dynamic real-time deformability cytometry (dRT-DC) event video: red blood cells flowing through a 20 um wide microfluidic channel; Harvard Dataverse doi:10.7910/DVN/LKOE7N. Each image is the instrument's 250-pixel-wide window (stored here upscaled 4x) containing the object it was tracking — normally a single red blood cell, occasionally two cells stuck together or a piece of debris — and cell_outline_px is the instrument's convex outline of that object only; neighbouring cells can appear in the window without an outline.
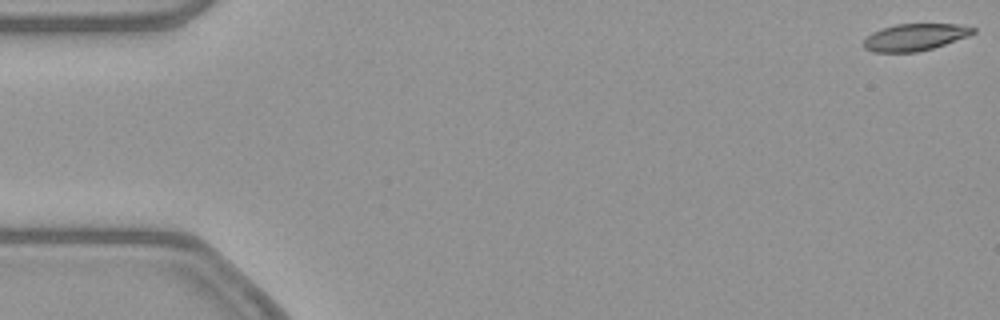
{"species": "common noctule bat (a hibernating species)", "species_latin": "Nyctalus noctula", "temperature_condition": "warm", "stored_images_in_passage": 53, "camera_frame_rate_fps": 3000, "um_per_image_px": 0.085, "animal": {"sex": "female", "body_mass_g": 21.9}, "frame": {"image": 1, "passage_image": 1, "time_ms": 0.0, "image_size_px": [1000, 320], "cell_outline_px": [[976, 32], [968, 36], [932, 48], [916, 52], [872, 52], [864, 48], [864, 40], [872, 32], [880, 28], [896, 24], [960, 24], [976, 28]], "centroid_in_image_um": [77.76, 3.15], "position_along_channel_um": 7.2, "area_um2": 17.17}}
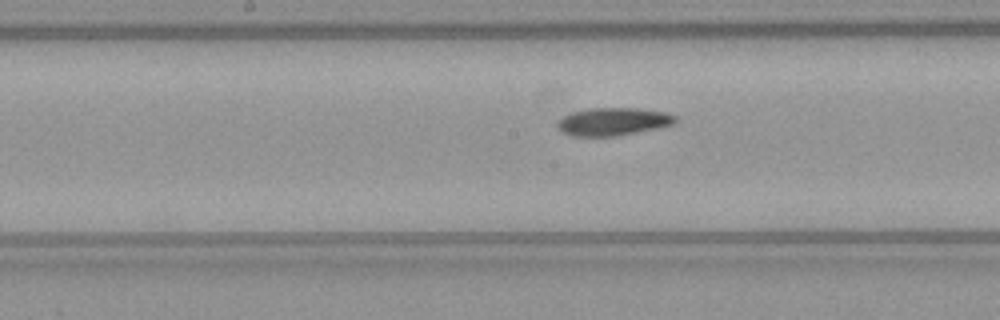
{"frame": {"image": 2, "passage_image": 27, "time_ms": 8.667, "image_size_px": [1000, 320], "cell_outline_px": [[680, 120], [676, 124], [616, 136], [568, 136], [560, 132], [556, 128], [556, 124], [564, 116], [572, 112], [588, 108], [640, 108], [668, 112], [676, 116]], "centroid_in_image_um": [52.13, 10.33], "position_along_channel_um": 196.1, "area_um2": 19.48}}
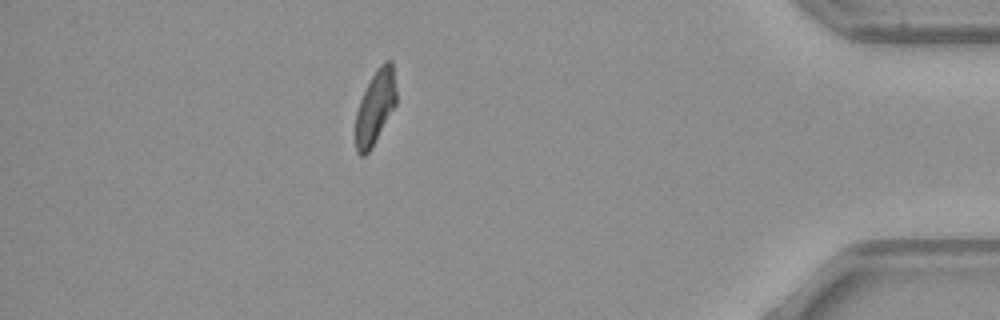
{"frame": {"image": 3, "passage_image": 47, "time_ms": 15.333, "image_size_px": [1000, 320], "cell_outline_px": [[396, 104], [372, 148], [364, 156], [360, 156], [356, 152], [356, 112], [360, 100], [372, 76], [380, 64], [384, 60], [392, 60], [396, 88]], "centroid_in_image_um": [31.91, 9.11], "position_along_channel_um": 403.3, "area_um2": 17.46}, "authors_computed_cell_mechanics": {"area_um2": 18.6694, "velocity_mm_per_s": 3.8481, "shape_relaxation_time_tau1_ms": null, "shape_relaxation_time_tau2_ms": 6.6159, "deformation_change_tau1": null, "deformation_change_tau2": 0.1145}}